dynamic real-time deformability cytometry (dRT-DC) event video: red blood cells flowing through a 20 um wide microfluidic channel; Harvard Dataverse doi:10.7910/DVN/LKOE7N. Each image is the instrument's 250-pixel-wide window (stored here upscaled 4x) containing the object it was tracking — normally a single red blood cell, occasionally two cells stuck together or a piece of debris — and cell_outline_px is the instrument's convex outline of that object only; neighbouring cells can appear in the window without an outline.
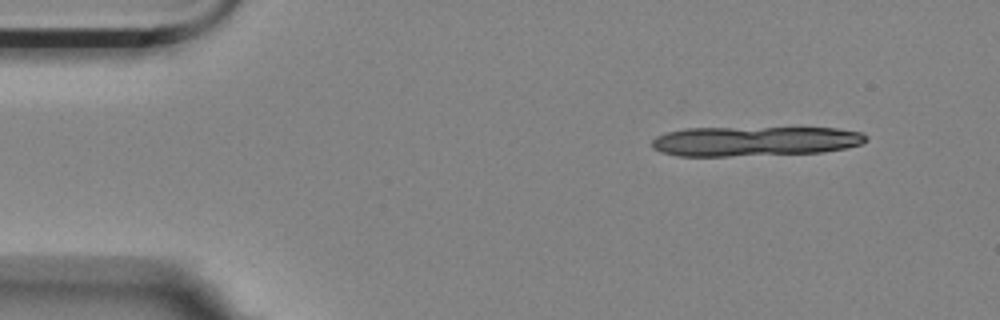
{"species": "Egyptian fruit bat (a non-hibernating species)", "species_latin": "Rousettus aegyptiacus", "temperature_condition": "room temperature", "stored_images_in_passage": 4, "camera_frame_rate_fps": 3000, "um_per_image_px": 0.085, "animal": {"sex": "female"}, "frame": {"image": 1, "passage_image": 1, "time_ms": 0.0, "image_size_px": [1000, 320], "cell_outline_px": [[868, 140], [860, 144], [848, 148], [824, 152], [728, 156], [676, 156], [660, 152], [652, 148], [652, 140], [656, 136], [668, 132], [684, 128], [836, 128], [860, 132], [868, 136]], "centroid_in_image_um": [64.15, 12.0], "position_along_channel_um": 20.9, "area_um2": 37.28}}
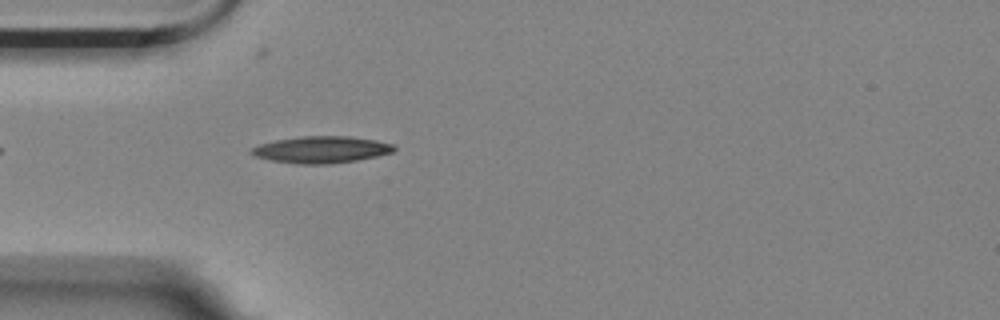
{"frame": {"image": 2, "passage_image": 4, "time_ms": 1.0, "image_size_px": [1000, 320], "cell_outline_px": [[396, 148], [392, 152], [376, 156], [356, 160], [332, 164], [300, 164], [272, 160], [256, 156], [248, 152], [252, 148], [260, 144], [276, 140], [300, 136], [348, 136], [376, 140], [392, 144]], "centroid_in_image_um": [27.31, 12.71], "position_along_channel_um": 57.7, "area_um2": 22.08}}